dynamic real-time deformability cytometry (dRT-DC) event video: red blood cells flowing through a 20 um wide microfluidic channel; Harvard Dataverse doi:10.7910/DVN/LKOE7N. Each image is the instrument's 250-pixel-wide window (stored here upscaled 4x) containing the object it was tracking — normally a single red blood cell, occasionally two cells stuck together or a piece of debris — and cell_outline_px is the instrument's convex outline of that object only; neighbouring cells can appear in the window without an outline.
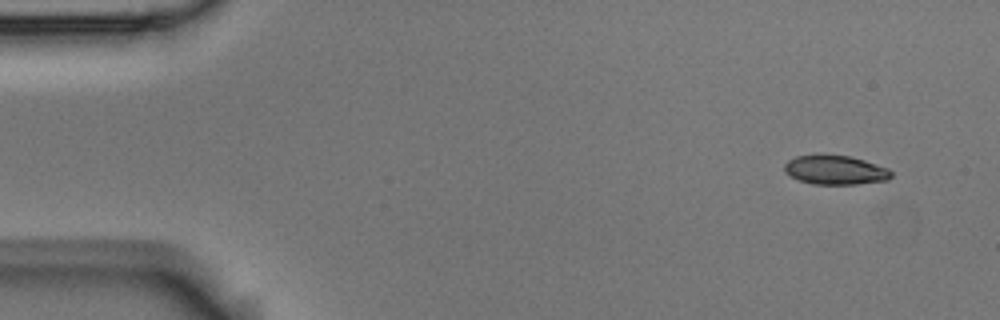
{"species": "Egyptian fruit bat (a non-hibernating species)", "species_latin": "Rousettus aegyptiacus", "temperature_condition": "room temperature", "stored_images_in_passage": 6, "camera_frame_rate_fps": 3000, "um_per_image_px": 0.085, "animal": {"sex": "male"}, "frame": {"image": 1, "passage_image": 1, "time_ms": 0.0, "image_size_px": [1000, 320], "cell_outline_px": [[892, 176], [888, 180], [856, 184], [812, 184], [800, 180], [784, 172], [784, 164], [788, 160], [796, 156], [820, 152], [852, 156], [888, 168], [892, 172]], "centroid_in_image_um": [70.98, 14.41], "position_along_channel_um": 14.0, "area_um2": 18.67}}
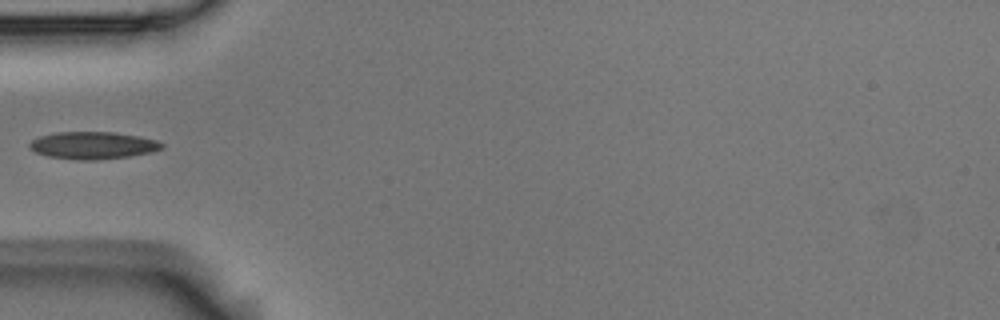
{"frame": {"image": 2, "passage_image": 5, "time_ms": 1.333, "image_size_px": [1000, 320], "cell_outline_px": [[164, 148], [152, 152], [128, 156], [96, 160], [76, 160], [48, 156], [36, 152], [28, 148], [28, 144], [32, 140], [40, 136], [56, 132], [112, 132], [140, 136], [156, 140], [164, 144]], "centroid_in_image_um": [7.89, 12.35], "position_along_channel_um": 77.1, "area_um2": 21.1}}
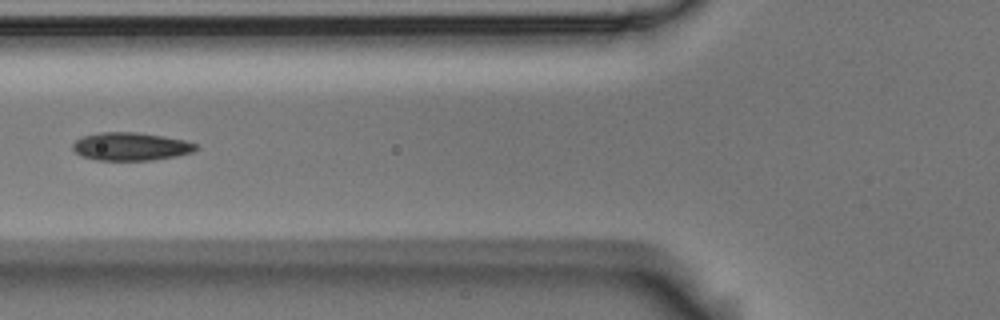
{"frame": {"image": 3, "passage_image": 6, "time_ms": 1.667, "image_size_px": [1000, 320], "cell_outline_px": [[200, 148], [192, 152], [176, 156], [152, 160], [96, 160], [84, 156], [76, 152], [72, 148], [72, 144], [76, 140], [84, 136], [100, 132], [136, 132], [184, 140], [196, 144]], "centroid_in_image_um": [11.12, 12.45], "position_along_channel_um": 114.7, "area_um2": 19.94}}